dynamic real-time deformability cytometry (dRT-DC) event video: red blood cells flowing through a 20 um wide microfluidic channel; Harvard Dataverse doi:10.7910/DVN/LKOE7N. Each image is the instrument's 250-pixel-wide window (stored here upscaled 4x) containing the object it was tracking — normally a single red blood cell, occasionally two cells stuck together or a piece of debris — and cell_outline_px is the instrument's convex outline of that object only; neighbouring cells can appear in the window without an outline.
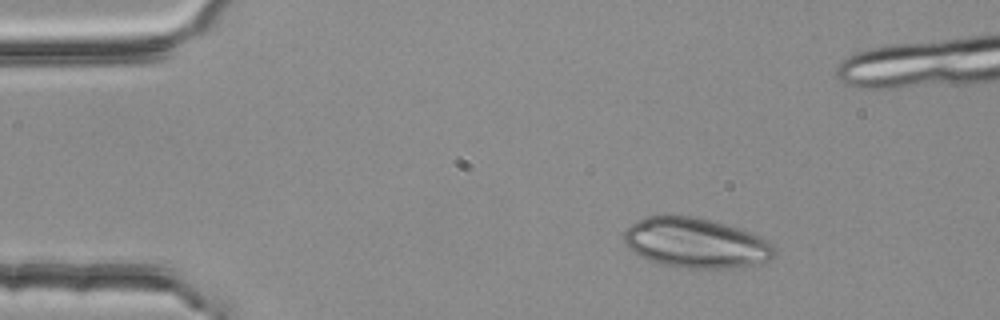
{"species": "common noctule bat (a hibernating species)", "species_latin": "Nyctalus noctula", "temperature_condition": "room temperature", "stored_images_in_passage": 4, "camera_frame_rate_fps": 3000, "um_per_image_px": 0.085, "animal": {"sex": "female", "body_mass_g": 25.1}, "frame": {"image": 1, "passage_image": 1, "time_ms": 0.0, "image_size_px": [1000, 320], "cell_outline_px": [[776, 252], [768, 260], [756, 264], [740, 268], [676, 268], [648, 260], [632, 252], [628, 248], [624, 240], [624, 232], [632, 224], [648, 216], [664, 212], [672, 212], [712, 220], [740, 228], [760, 236], [768, 240], [776, 248]], "centroid_in_image_um": [59.13, 20.63], "position_along_channel_um": 25.9, "area_um2": 44.74}}